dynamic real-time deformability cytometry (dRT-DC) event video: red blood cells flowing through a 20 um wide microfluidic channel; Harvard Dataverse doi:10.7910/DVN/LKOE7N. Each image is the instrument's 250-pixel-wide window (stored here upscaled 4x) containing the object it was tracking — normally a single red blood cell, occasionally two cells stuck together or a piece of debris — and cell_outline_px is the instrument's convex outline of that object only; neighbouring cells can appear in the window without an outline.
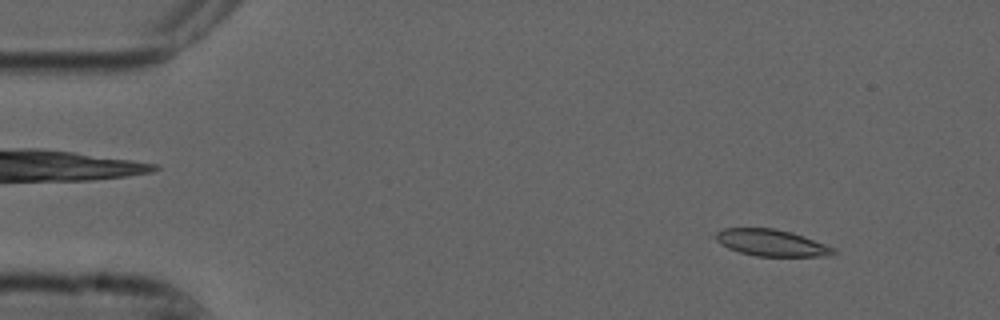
{"species": "common noctule bat (a hibernating species)", "species_latin": "Nyctalus noctula", "temperature_condition": "cold", "stored_images_in_passage": 22, "camera_frame_rate_fps": 3000, "um_per_image_px": 0.085, "animal": {"sex": "male", "forearm_length_mm": 52.5}, "frame": {"image": 1, "passage_image": 5, "time_ms": 1.333, "image_size_px": [1000, 320], "cell_outline_px": [[836, 252], [832, 256], [756, 256], [740, 252], [728, 248], [720, 244], [708, 236], [724, 228], [772, 228], [792, 232], [804, 236], [836, 248]], "centroid_in_image_um": [65.52, 20.63], "position_along_channel_um": 19.5, "area_um2": 18.61}}
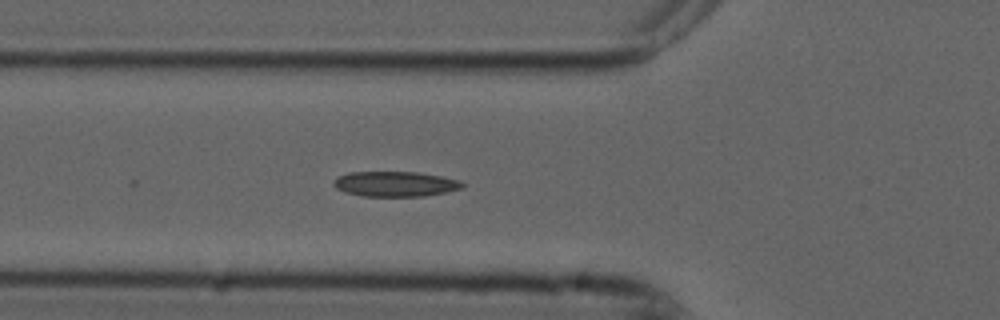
{"frame": {"image": 2, "passage_image": 18, "time_ms": 5.667, "image_size_px": [1000, 320], "cell_outline_px": [[464, 188], [424, 196], [364, 196], [348, 192], [336, 188], [332, 184], [332, 180], [336, 176], [348, 172], [416, 172], [440, 176], [460, 180], [464, 184]], "centroid_in_image_um": [33.57, 15.63], "position_along_channel_um": 92.2, "area_um2": 18.84}}
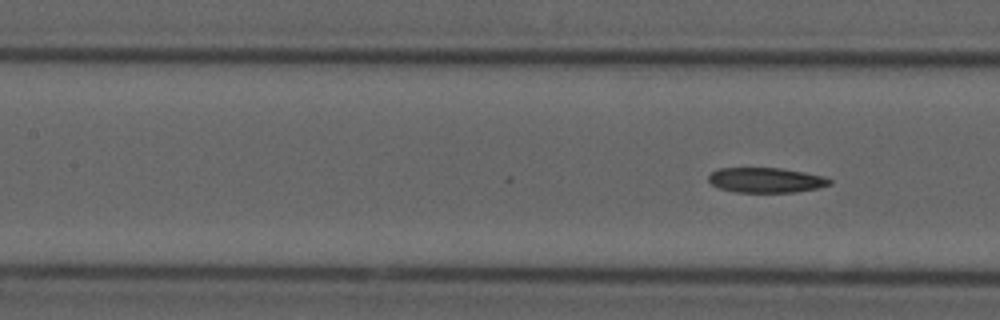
{"frame": {"image": 3, "passage_image": 22, "time_ms": 7.0, "image_size_px": [1000, 320], "cell_outline_px": [[832, 184], [820, 188], [796, 192], [736, 192], [720, 188], [712, 184], [708, 180], [708, 176], [712, 172], [720, 168], [780, 168], [804, 172], [824, 176], [832, 180]], "centroid_in_image_um": [65.15, 15.31], "position_along_channel_um": 142.2, "area_um2": 17.69}}